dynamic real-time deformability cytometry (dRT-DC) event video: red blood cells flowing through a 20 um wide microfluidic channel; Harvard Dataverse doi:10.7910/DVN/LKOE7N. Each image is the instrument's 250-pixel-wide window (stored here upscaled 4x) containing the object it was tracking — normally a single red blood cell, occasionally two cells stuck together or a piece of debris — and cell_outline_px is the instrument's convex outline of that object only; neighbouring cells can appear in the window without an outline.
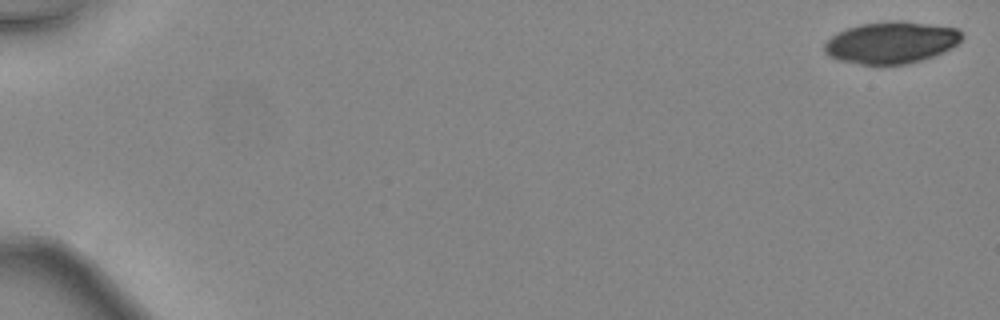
{"species": "common noctule bat (a hibernating species)", "species_latin": "Nyctalus noctula", "temperature_condition": "warm", "stored_images_in_passage": 25, "camera_frame_rate_fps": 3000, "um_per_image_px": 0.085, "animal": {"sex": "female", "body_mass_g": 24.6, "forearm_length_mm": 56.2}, "frame": {"image": 1, "passage_image": 1, "time_ms": 0.0, "image_size_px": [1000, 320], "cell_outline_px": [[960, 40], [952, 48], [932, 56], [908, 64], [860, 64], [836, 60], [828, 56], [824, 52], [824, 44], [832, 36], [848, 28], [860, 24], [892, 20], [896, 20], [956, 28], [960, 32]], "centroid_in_image_um": [75.7, 3.62], "position_along_channel_um": 9.3, "area_um2": 33.12}}